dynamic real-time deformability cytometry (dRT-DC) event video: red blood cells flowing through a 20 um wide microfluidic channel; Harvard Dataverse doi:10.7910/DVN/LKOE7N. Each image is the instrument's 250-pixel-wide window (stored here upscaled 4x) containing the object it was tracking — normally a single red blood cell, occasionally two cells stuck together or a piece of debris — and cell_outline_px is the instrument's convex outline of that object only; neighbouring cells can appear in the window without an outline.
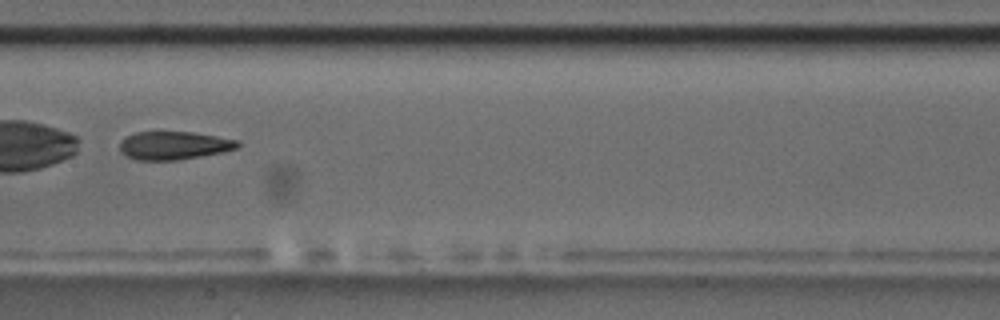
{"species": "common noctule bat (a hibernating species)", "species_latin": "Nyctalus noctula", "temperature_condition": "room temperature", "stored_images_in_passage": 8, "camera_frame_rate_fps": 3000, "um_per_image_px": 0.085, "animal": {"sex": "male", "body_mass_g": 17.5, "forearm_length_mm": 52.3}, "frame": {"image": 1, "passage_image": 8, "time_ms": 8.333, "image_size_px": [1000, 320], "cell_outline_px": [[240, 144], [236, 148], [224, 152], [176, 160], [136, 160], [124, 156], [120, 152], [120, 140], [136, 132], [192, 132], [240, 140]], "centroid_in_image_um": [14.76, 12.37], "position_along_channel_um": 192.6, "area_um2": 19.42}}